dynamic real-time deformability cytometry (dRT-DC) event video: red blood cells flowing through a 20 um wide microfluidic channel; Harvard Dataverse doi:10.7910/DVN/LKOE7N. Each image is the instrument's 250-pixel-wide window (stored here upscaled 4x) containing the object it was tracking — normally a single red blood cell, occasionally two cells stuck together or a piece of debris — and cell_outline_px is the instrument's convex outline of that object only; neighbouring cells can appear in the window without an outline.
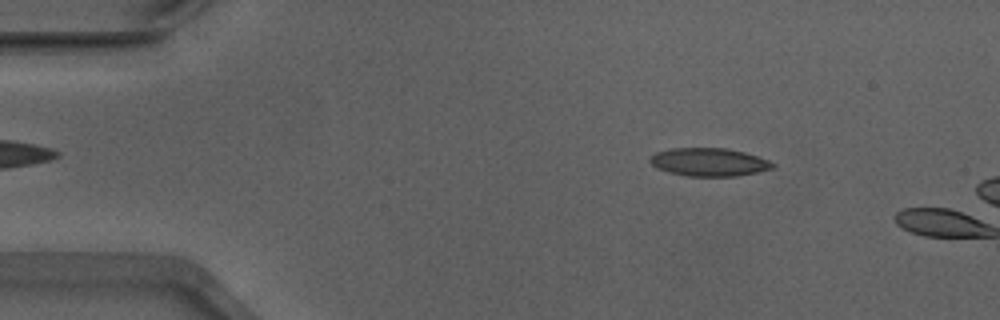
{"species": "Egyptian fruit bat (a non-hibernating species)", "species_latin": "Rousettus aegyptiacus", "temperature_condition": "warm", "stored_images_in_passage": 8, "camera_frame_rate_fps": 3000, "um_per_image_px": 0.085, "animal": {"sex": "male"}, "frame": {"image": 1, "passage_image": 7, "time_ms": 2.0, "image_size_px": [1000, 320], "cell_outline_px": [[776, 164], [772, 168], [756, 172], [736, 176], [688, 176], [668, 172], [656, 168], [648, 160], [656, 152], [672, 148], [728, 148], [744, 152], [768, 160]], "centroid_in_image_um": [60.24, 13.77], "position_along_channel_um": 24.8, "area_um2": 20.0}}